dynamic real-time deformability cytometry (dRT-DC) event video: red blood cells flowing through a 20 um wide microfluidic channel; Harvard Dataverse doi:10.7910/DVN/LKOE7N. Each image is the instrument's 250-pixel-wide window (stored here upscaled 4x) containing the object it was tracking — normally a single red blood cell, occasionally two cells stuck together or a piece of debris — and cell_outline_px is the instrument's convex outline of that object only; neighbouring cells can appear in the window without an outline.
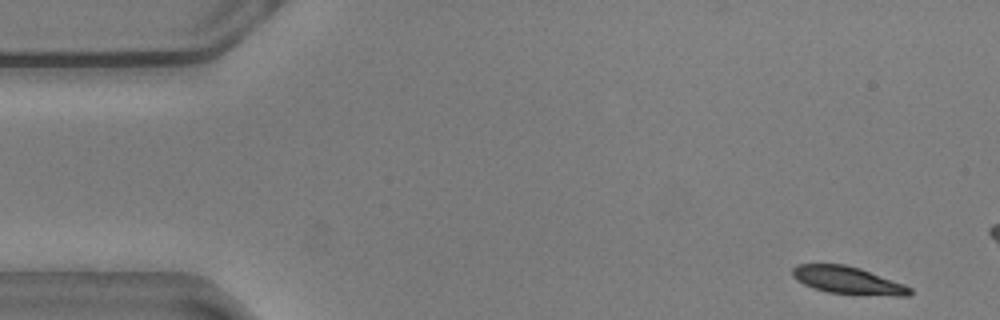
{"species": "common noctule bat (a hibernating species)", "species_latin": "Nyctalus noctula", "temperature_condition": "warm", "stored_images_in_passage": 12, "camera_frame_rate_fps": 3000, "um_per_image_px": 0.085, "animal": {"sex": "male", "body_mass_g": 20.5, "forearm_length_mm": 52.5}, "frame": {"image": 1, "passage_image": 1, "time_ms": 0.0, "image_size_px": [1000, 320], "cell_outline_px": [[912, 292], [908, 296], [896, 296], [828, 292], [812, 288], [796, 280], [792, 276], [792, 268], [796, 264], [844, 264], [860, 268], [904, 284], [912, 288]], "centroid_in_image_um": [72.04, 23.82], "position_along_channel_um": 13.0, "area_um2": 18.73}}